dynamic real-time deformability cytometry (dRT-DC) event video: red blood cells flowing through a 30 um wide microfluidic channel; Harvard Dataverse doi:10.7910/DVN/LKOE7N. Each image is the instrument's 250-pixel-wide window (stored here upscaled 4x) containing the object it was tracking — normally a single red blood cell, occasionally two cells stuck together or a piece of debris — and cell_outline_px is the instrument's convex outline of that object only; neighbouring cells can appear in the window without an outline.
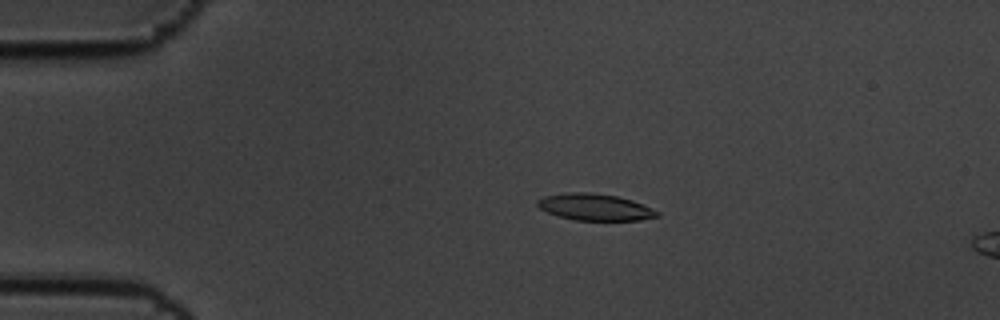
{"species": "common noctule bat (a hibernating species)", "species_latin": "Nyctalus noctula", "temperature_condition": "cold", "stored_images_in_passage": 7, "camera_frame_rate_fps": 3000, "um_per_image_px": 0.085, "animal": {"sex": "male", "body_mass_g": 19.5, "forearm_length_mm": 54.6}, "frame": {"image": 1, "passage_image": 3, "time_ms": 0.667, "image_size_px": [1000, 320], "cell_outline_px": [[660, 216], [640, 220], [576, 220], [560, 216], [548, 212], [540, 208], [536, 204], [536, 200], [544, 196], [568, 192], [592, 192], [616, 196], [632, 200], [652, 208], [660, 212]], "centroid_in_image_um": [50.58, 17.59], "position_along_channel_um": 34.4, "area_um2": 18.55}}
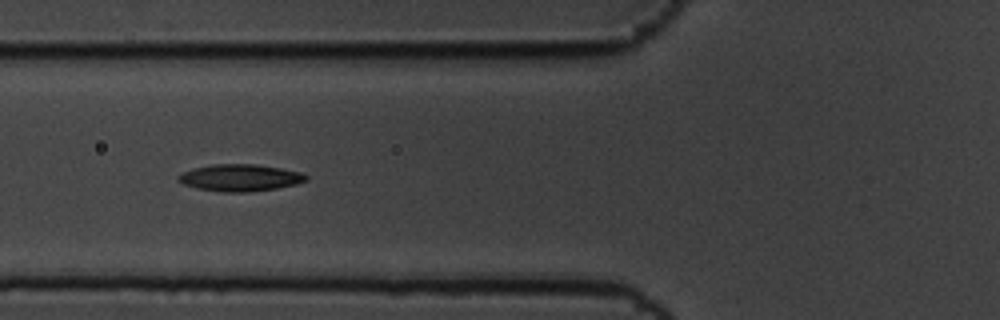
{"frame": {"image": 2, "passage_image": 6, "time_ms": 1.667, "image_size_px": [1000, 320], "cell_outline_px": [[308, 180], [296, 184], [276, 188], [248, 192], [220, 192], [196, 188], [184, 184], [176, 180], [176, 176], [192, 168], [212, 164], [256, 164], [280, 168], [300, 172], [308, 176]], "centroid_in_image_um": [20.37, 15.1], "position_along_channel_um": 105.4, "area_um2": 20.11}}
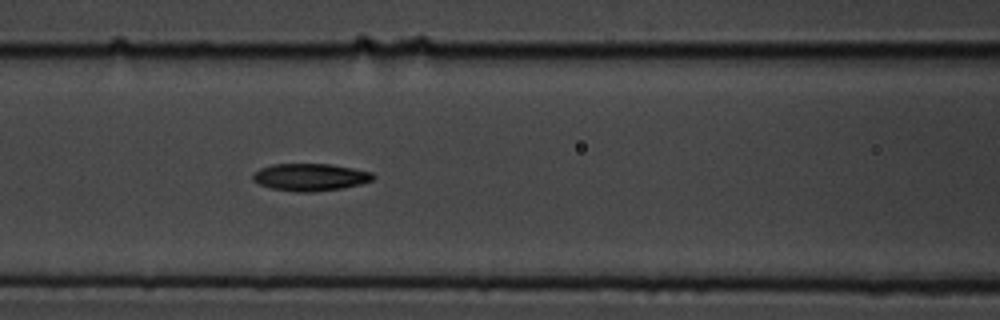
{"frame": {"image": 3, "passage_image": 7, "time_ms": 2.0, "image_size_px": [1000, 320], "cell_outline_px": [[376, 176], [372, 180], [360, 184], [344, 188], [312, 192], [296, 192], [272, 188], [260, 184], [252, 180], [252, 172], [260, 168], [272, 164], [332, 164], [372, 172]], "centroid_in_image_um": [26.36, 15.05], "position_along_channel_um": 140.2, "area_um2": 19.25}}